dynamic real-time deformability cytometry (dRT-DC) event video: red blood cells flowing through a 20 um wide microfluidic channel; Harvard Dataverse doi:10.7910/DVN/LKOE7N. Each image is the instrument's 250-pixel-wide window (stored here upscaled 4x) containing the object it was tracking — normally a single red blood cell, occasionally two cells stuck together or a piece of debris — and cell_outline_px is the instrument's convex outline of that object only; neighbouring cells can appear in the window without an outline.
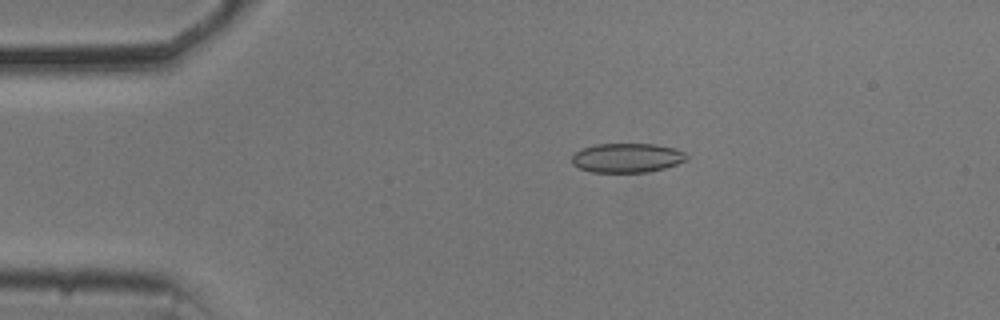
{"species": "common noctule bat (a hibernating species)", "species_latin": "Nyctalus noctula", "temperature_condition": "cold", "stored_images_in_passage": 20, "camera_frame_rate_fps": 3000, "um_per_image_px": 0.085, "animal": {"sex": "male", "body_mass_g": 20.5, "forearm_length_mm": 52.5}, "frame": {"image": 1, "passage_image": 11, "time_ms": 3.333, "image_size_px": [1000, 320], "cell_outline_px": [[688, 160], [664, 168], [648, 172], [592, 172], [580, 168], [572, 164], [572, 156], [580, 148], [596, 144], [656, 144], [672, 148], [684, 152], [688, 156]], "centroid_in_image_um": [53.29, 13.41], "position_along_channel_um": 31.7, "area_um2": 19.59}}
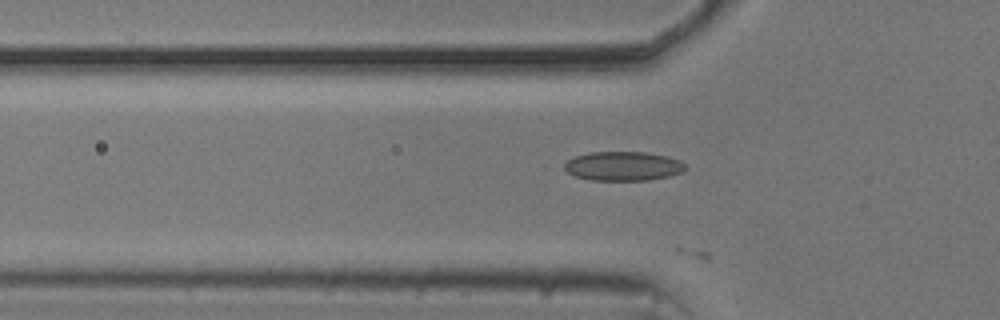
{"frame": {"image": 2, "passage_image": 18, "time_ms": 5.667, "image_size_px": [1000, 320], "cell_outline_px": [[684, 168], [680, 172], [668, 176], [648, 180], [592, 180], [576, 176], [568, 172], [564, 168], [564, 164], [568, 160], [576, 156], [592, 152], [644, 152], [668, 156], [680, 160], [684, 164]], "centroid_in_image_um": [52.96, 14.11], "position_along_channel_um": 72.8, "area_um2": 20.29}}